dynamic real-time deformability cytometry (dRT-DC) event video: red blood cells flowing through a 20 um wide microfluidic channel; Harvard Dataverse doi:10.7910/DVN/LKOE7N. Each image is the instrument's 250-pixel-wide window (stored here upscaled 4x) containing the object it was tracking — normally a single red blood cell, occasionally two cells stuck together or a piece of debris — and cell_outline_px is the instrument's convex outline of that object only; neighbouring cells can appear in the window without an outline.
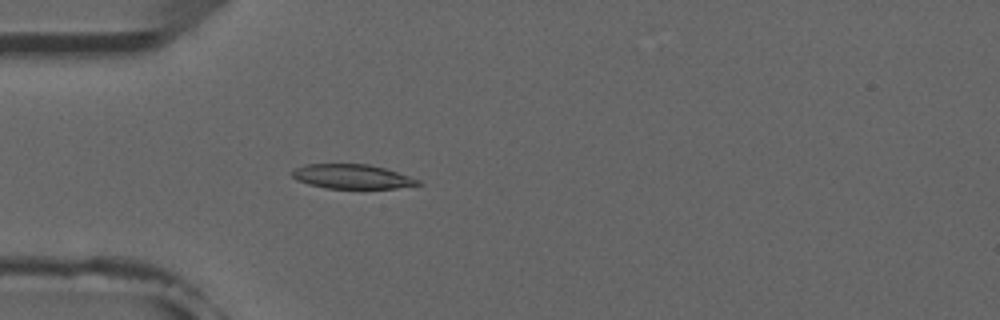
{"species": "common noctule bat (a hibernating species)", "species_latin": "Nyctalus noctula", "temperature_condition": "room temperature", "stored_images_in_passage": 5, "camera_frame_rate_fps": 3000, "um_per_image_px": 0.085, "animal": {"sex": "male", "forearm_length_mm": 52.5}, "frame": {"image": 1, "passage_image": 5, "time_ms": 4.667, "image_size_px": [1000, 320], "cell_outline_px": [[424, 184], [396, 188], [328, 188], [308, 184], [296, 180], [288, 172], [304, 164], [368, 164], [384, 168], [420, 180]], "centroid_in_image_um": [29.89, 15.0], "position_along_channel_um": 55.1, "area_um2": 17.86}}